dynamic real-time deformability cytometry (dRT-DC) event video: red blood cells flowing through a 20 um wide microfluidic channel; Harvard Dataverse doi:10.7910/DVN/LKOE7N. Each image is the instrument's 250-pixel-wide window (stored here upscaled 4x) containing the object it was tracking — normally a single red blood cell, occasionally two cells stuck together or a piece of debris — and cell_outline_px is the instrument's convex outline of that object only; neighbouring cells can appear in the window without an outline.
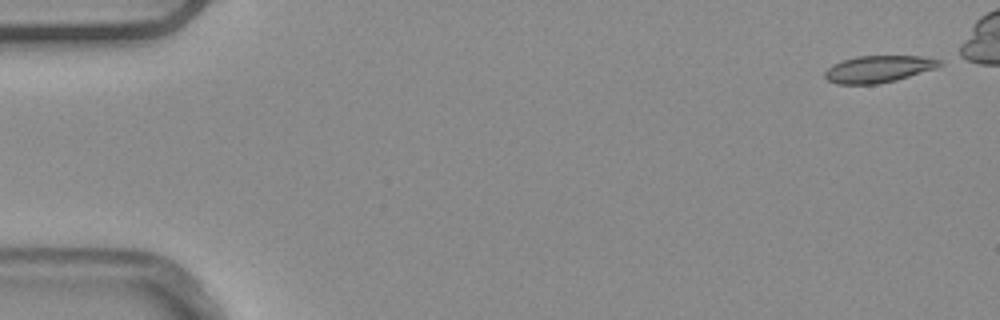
{"species": "common noctule bat (a hibernating species)", "species_latin": "Nyctalus noctula", "temperature_condition": "warm", "stored_images_in_passage": 3, "segment_of_instrument_passage": [2, 2], "camera_frame_rate_fps": 3000, "um_per_image_px": 0.085, "animal": {"sex": "male", "body_mass_g": 20.4}, "frame": {"image": 1, "passage_image": 3, "time_ms": 0.667, "image_size_px": [1000, 320], "cell_outline_px": [[944, 64], [936, 68], [896, 80], [876, 84], [836, 84], [828, 80], [824, 76], [824, 72], [832, 64], [856, 56], [920, 56], [940, 60]], "centroid_in_image_um": [74.65, 5.87], "position_along_channel_um": 10.3, "area_um2": 17.92}}